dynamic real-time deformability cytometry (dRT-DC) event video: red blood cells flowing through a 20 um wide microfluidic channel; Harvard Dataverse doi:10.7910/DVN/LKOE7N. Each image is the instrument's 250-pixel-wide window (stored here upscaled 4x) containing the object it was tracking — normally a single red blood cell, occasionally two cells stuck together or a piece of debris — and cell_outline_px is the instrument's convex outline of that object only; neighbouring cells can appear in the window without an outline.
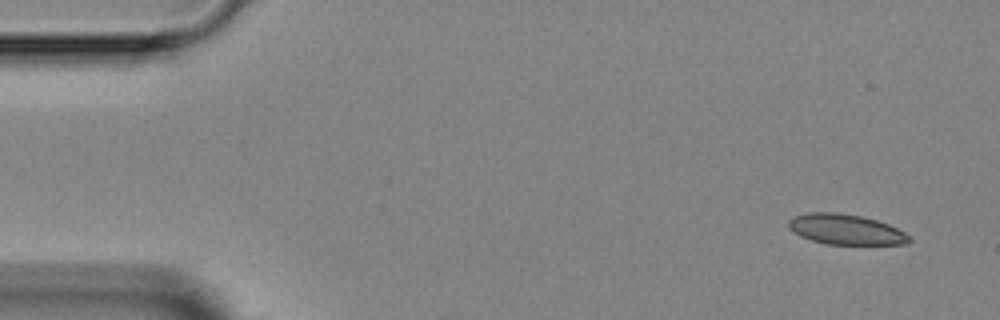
{"species": "Egyptian fruit bat (a non-hibernating species)", "species_latin": "Rousettus aegyptiacus", "temperature_condition": "room temperature", "stored_images_in_passage": 4, "segment_of_instrument_passage": [1, 2], "camera_frame_rate_fps": 3000, "um_per_image_px": 0.085, "animal": {"sex": "female"}, "frame": {"image": 1, "passage_image": 1, "time_ms": 0.0, "image_size_px": [1000, 320], "cell_outline_px": [[912, 240], [908, 244], [828, 244], [812, 240], [800, 236], [792, 232], [788, 228], [788, 220], [792, 216], [808, 212], [836, 212], [860, 216], [876, 220], [888, 224], [904, 232]], "centroid_in_image_um": [71.84, 19.49], "position_along_channel_um": 13.2, "area_um2": 21.33}}